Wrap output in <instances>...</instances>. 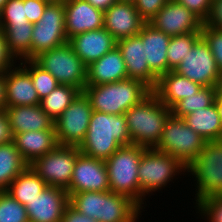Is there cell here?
I'll use <instances>...</instances> for the list:
<instances>
[{
    "instance_id": "ba28073f",
    "label": "cell",
    "mask_w": 222,
    "mask_h": 222,
    "mask_svg": "<svg viewBox=\"0 0 222 222\" xmlns=\"http://www.w3.org/2000/svg\"><path fill=\"white\" fill-rule=\"evenodd\" d=\"M205 144L206 140L191 129L183 118L171 113L154 149L177 158L187 167L199 155Z\"/></svg>"
},
{
    "instance_id": "4fadbf2b",
    "label": "cell",
    "mask_w": 222,
    "mask_h": 222,
    "mask_svg": "<svg viewBox=\"0 0 222 222\" xmlns=\"http://www.w3.org/2000/svg\"><path fill=\"white\" fill-rule=\"evenodd\" d=\"M175 72L204 87H215L220 75L210 48L201 37L188 51Z\"/></svg>"
},
{
    "instance_id": "c3c4849f",
    "label": "cell",
    "mask_w": 222,
    "mask_h": 222,
    "mask_svg": "<svg viewBox=\"0 0 222 222\" xmlns=\"http://www.w3.org/2000/svg\"><path fill=\"white\" fill-rule=\"evenodd\" d=\"M215 88H216V96L222 97V71L220 72Z\"/></svg>"
},
{
    "instance_id": "277c9868",
    "label": "cell",
    "mask_w": 222,
    "mask_h": 222,
    "mask_svg": "<svg viewBox=\"0 0 222 222\" xmlns=\"http://www.w3.org/2000/svg\"><path fill=\"white\" fill-rule=\"evenodd\" d=\"M83 92L93 110L122 115L140 103L152 90L139 80L126 78L117 82L86 86Z\"/></svg>"
},
{
    "instance_id": "d6986e66",
    "label": "cell",
    "mask_w": 222,
    "mask_h": 222,
    "mask_svg": "<svg viewBox=\"0 0 222 222\" xmlns=\"http://www.w3.org/2000/svg\"><path fill=\"white\" fill-rule=\"evenodd\" d=\"M117 47L122 53L128 78L139 80L153 90L158 77L149 69L142 39L138 35L121 39L117 41Z\"/></svg>"
},
{
    "instance_id": "f35d334b",
    "label": "cell",
    "mask_w": 222,
    "mask_h": 222,
    "mask_svg": "<svg viewBox=\"0 0 222 222\" xmlns=\"http://www.w3.org/2000/svg\"><path fill=\"white\" fill-rule=\"evenodd\" d=\"M169 0H135L140 17L148 23Z\"/></svg>"
},
{
    "instance_id": "7c38bea8",
    "label": "cell",
    "mask_w": 222,
    "mask_h": 222,
    "mask_svg": "<svg viewBox=\"0 0 222 222\" xmlns=\"http://www.w3.org/2000/svg\"><path fill=\"white\" fill-rule=\"evenodd\" d=\"M92 112L88 97L80 92L54 121L58 144L79 147L85 139Z\"/></svg>"
},
{
    "instance_id": "3957f363",
    "label": "cell",
    "mask_w": 222,
    "mask_h": 222,
    "mask_svg": "<svg viewBox=\"0 0 222 222\" xmlns=\"http://www.w3.org/2000/svg\"><path fill=\"white\" fill-rule=\"evenodd\" d=\"M171 109L151 92L140 103L125 112L126 124L131 137V145L155 148L159 142L164 124Z\"/></svg>"
},
{
    "instance_id": "5b68a950",
    "label": "cell",
    "mask_w": 222,
    "mask_h": 222,
    "mask_svg": "<svg viewBox=\"0 0 222 222\" xmlns=\"http://www.w3.org/2000/svg\"><path fill=\"white\" fill-rule=\"evenodd\" d=\"M146 149L134 144L122 146L105 160L110 191L129 197L139 207L138 170L142 153Z\"/></svg>"
},
{
    "instance_id": "cb8c5ba5",
    "label": "cell",
    "mask_w": 222,
    "mask_h": 222,
    "mask_svg": "<svg viewBox=\"0 0 222 222\" xmlns=\"http://www.w3.org/2000/svg\"><path fill=\"white\" fill-rule=\"evenodd\" d=\"M202 86L178 74L169 71L158 78L157 84L152 92L168 108H172L181 99L196 94Z\"/></svg>"
},
{
    "instance_id": "9a60e30c",
    "label": "cell",
    "mask_w": 222,
    "mask_h": 222,
    "mask_svg": "<svg viewBox=\"0 0 222 222\" xmlns=\"http://www.w3.org/2000/svg\"><path fill=\"white\" fill-rule=\"evenodd\" d=\"M68 195L77 192L110 191L108 171L104 160L78 154L73 169Z\"/></svg>"
},
{
    "instance_id": "2e32d148",
    "label": "cell",
    "mask_w": 222,
    "mask_h": 222,
    "mask_svg": "<svg viewBox=\"0 0 222 222\" xmlns=\"http://www.w3.org/2000/svg\"><path fill=\"white\" fill-rule=\"evenodd\" d=\"M68 205L69 195L65 189L47 186L25 207L29 222H61Z\"/></svg>"
},
{
    "instance_id": "4316f807",
    "label": "cell",
    "mask_w": 222,
    "mask_h": 222,
    "mask_svg": "<svg viewBox=\"0 0 222 222\" xmlns=\"http://www.w3.org/2000/svg\"><path fill=\"white\" fill-rule=\"evenodd\" d=\"M183 119L206 142L222 140V122L215 102L207 108L195 110Z\"/></svg>"
},
{
    "instance_id": "f6af8a7d",
    "label": "cell",
    "mask_w": 222,
    "mask_h": 222,
    "mask_svg": "<svg viewBox=\"0 0 222 222\" xmlns=\"http://www.w3.org/2000/svg\"><path fill=\"white\" fill-rule=\"evenodd\" d=\"M61 222H97V221L86 217L85 215L79 213L70 205H68L64 211Z\"/></svg>"
},
{
    "instance_id": "bcb514c9",
    "label": "cell",
    "mask_w": 222,
    "mask_h": 222,
    "mask_svg": "<svg viewBox=\"0 0 222 222\" xmlns=\"http://www.w3.org/2000/svg\"><path fill=\"white\" fill-rule=\"evenodd\" d=\"M90 3L94 8H97L103 12L108 10L118 0H85Z\"/></svg>"
},
{
    "instance_id": "484cf974",
    "label": "cell",
    "mask_w": 222,
    "mask_h": 222,
    "mask_svg": "<svg viewBox=\"0 0 222 222\" xmlns=\"http://www.w3.org/2000/svg\"><path fill=\"white\" fill-rule=\"evenodd\" d=\"M13 142L23 159L30 165L38 157L54 150L59 144L55 129L27 131L13 136Z\"/></svg>"
},
{
    "instance_id": "ee69618b",
    "label": "cell",
    "mask_w": 222,
    "mask_h": 222,
    "mask_svg": "<svg viewBox=\"0 0 222 222\" xmlns=\"http://www.w3.org/2000/svg\"><path fill=\"white\" fill-rule=\"evenodd\" d=\"M13 141V134L5 109H0V144Z\"/></svg>"
},
{
    "instance_id": "7bdbcfd3",
    "label": "cell",
    "mask_w": 222,
    "mask_h": 222,
    "mask_svg": "<svg viewBox=\"0 0 222 222\" xmlns=\"http://www.w3.org/2000/svg\"><path fill=\"white\" fill-rule=\"evenodd\" d=\"M204 24L222 30V0H212L211 10Z\"/></svg>"
},
{
    "instance_id": "74e56055",
    "label": "cell",
    "mask_w": 222,
    "mask_h": 222,
    "mask_svg": "<svg viewBox=\"0 0 222 222\" xmlns=\"http://www.w3.org/2000/svg\"><path fill=\"white\" fill-rule=\"evenodd\" d=\"M200 212L209 222H222V195L204 198L195 203Z\"/></svg>"
},
{
    "instance_id": "1f68e13d",
    "label": "cell",
    "mask_w": 222,
    "mask_h": 222,
    "mask_svg": "<svg viewBox=\"0 0 222 222\" xmlns=\"http://www.w3.org/2000/svg\"><path fill=\"white\" fill-rule=\"evenodd\" d=\"M216 97L215 87L202 86L196 94L187 96L177 102L172 108L171 113L179 118H183L195 110L207 108L214 103Z\"/></svg>"
},
{
    "instance_id": "83f0119b",
    "label": "cell",
    "mask_w": 222,
    "mask_h": 222,
    "mask_svg": "<svg viewBox=\"0 0 222 222\" xmlns=\"http://www.w3.org/2000/svg\"><path fill=\"white\" fill-rule=\"evenodd\" d=\"M34 24H0L10 54L15 60H31V40Z\"/></svg>"
},
{
    "instance_id": "8992f818",
    "label": "cell",
    "mask_w": 222,
    "mask_h": 222,
    "mask_svg": "<svg viewBox=\"0 0 222 222\" xmlns=\"http://www.w3.org/2000/svg\"><path fill=\"white\" fill-rule=\"evenodd\" d=\"M186 169L177 158L154 148L146 149L142 153L138 170L140 208L143 209L144 196L166 187L176 175L186 172Z\"/></svg>"
},
{
    "instance_id": "9c48e42d",
    "label": "cell",
    "mask_w": 222,
    "mask_h": 222,
    "mask_svg": "<svg viewBox=\"0 0 222 222\" xmlns=\"http://www.w3.org/2000/svg\"><path fill=\"white\" fill-rule=\"evenodd\" d=\"M186 168L187 173L197 181L196 203L204 198L222 195V140L206 142Z\"/></svg>"
},
{
    "instance_id": "b9f144b4",
    "label": "cell",
    "mask_w": 222,
    "mask_h": 222,
    "mask_svg": "<svg viewBox=\"0 0 222 222\" xmlns=\"http://www.w3.org/2000/svg\"><path fill=\"white\" fill-rule=\"evenodd\" d=\"M15 63H17V61L10 54L4 33L0 29V74L5 73L9 68L17 65Z\"/></svg>"
},
{
    "instance_id": "60d3db41",
    "label": "cell",
    "mask_w": 222,
    "mask_h": 222,
    "mask_svg": "<svg viewBox=\"0 0 222 222\" xmlns=\"http://www.w3.org/2000/svg\"><path fill=\"white\" fill-rule=\"evenodd\" d=\"M49 0H25L26 18L30 23H37L44 13Z\"/></svg>"
},
{
    "instance_id": "5bb4252c",
    "label": "cell",
    "mask_w": 222,
    "mask_h": 222,
    "mask_svg": "<svg viewBox=\"0 0 222 222\" xmlns=\"http://www.w3.org/2000/svg\"><path fill=\"white\" fill-rule=\"evenodd\" d=\"M148 23L173 37L186 33H201L204 22L177 0H169Z\"/></svg>"
},
{
    "instance_id": "ffe728a7",
    "label": "cell",
    "mask_w": 222,
    "mask_h": 222,
    "mask_svg": "<svg viewBox=\"0 0 222 222\" xmlns=\"http://www.w3.org/2000/svg\"><path fill=\"white\" fill-rule=\"evenodd\" d=\"M68 42L86 66L117 46L115 38L104 28L77 34L71 37Z\"/></svg>"
},
{
    "instance_id": "44dd1931",
    "label": "cell",
    "mask_w": 222,
    "mask_h": 222,
    "mask_svg": "<svg viewBox=\"0 0 222 222\" xmlns=\"http://www.w3.org/2000/svg\"><path fill=\"white\" fill-rule=\"evenodd\" d=\"M6 107L34 106L40 99L33 86L30 74L19 64L5 72Z\"/></svg>"
},
{
    "instance_id": "836d02e7",
    "label": "cell",
    "mask_w": 222,
    "mask_h": 222,
    "mask_svg": "<svg viewBox=\"0 0 222 222\" xmlns=\"http://www.w3.org/2000/svg\"><path fill=\"white\" fill-rule=\"evenodd\" d=\"M18 62H20V65L30 74L33 86L40 100L49 95L59 85L51 73L42 69L33 60Z\"/></svg>"
},
{
    "instance_id": "7402d4cb",
    "label": "cell",
    "mask_w": 222,
    "mask_h": 222,
    "mask_svg": "<svg viewBox=\"0 0 222 222\" xmlns=\"http://www.w3.org/2000/svg\"><path fill=\"white\" fill-rule=\"evenodd\" d=\"M144 44L149 69L159 78L168 72L167 49L171 37L145 23L137 34Z\"/></svg>"
},
{
    "instance_id": "8fae6325",
    "label": "cell",
    "mask_w": 222,
    "mask_h": 222,
    "mask_svg": "<svg viewBox=\"0 0 222 222\" xmlns=\"http://www.w3.org/2000/svg\"><path fill=\"white\" fill-rule=\"evenodd\" d=\"M68 42L65 32L63 0L50 1L40 20L34 24L31 40V60L43 51Z\"/></svg>"
},
{
    "instance_id": "f1b7e54d",
    "label": "cell",
    "mask_w": 222,
    "mask_h": 222,
    "mask_svg": "<svg viewBox=\"0 0 222 222\" xmlns=\"http://www.w3.org/2000/svg\"><path fill=\"white\" fill-rule=\"evenodd\" d=\"M28 166L13 141L0 144V191H7L14 178Z\"/></svg>"
},
{
    "instance_id": "4dcf8cb0",
    "label": "cell",
    "mask_w": 222,
    "mask_h": 222,
    "mask_svg": "<svg viewBox=\"0 0 222 222\" xmlns=\"http://www.w3.org/2000/svg\"><path fill=\"white\" fill-rule=\"evenodd\" d=\"M80 92L76 87L59 84L49 95L40 100V106L55 121Z\"/></svg>"
},
{
    "instance_id": "30bf717a",
    "label": "cell",
    "mask_w": 222,
    "mask_h": 222,
    "mask_svg": "<svg viewBox=\"0 0 222 222\" xmlns=\"http://www.w3.org/2000/svg\"><path fill=\"white\" fill-rule=\"evenodd\" d=\"M79 147L58 145L54 150L35 159L29 166L51 187L67 189L73 174Z\"/></svg>"
},
{
    "instance_id": "603a6c76",
    "label": "cell",
    "mask_w": 222,
    "mask_h": 222,
    "mask_svg": "<svg viewBox=\"0 0 222 222\" xmlns=\"http://www.w3.org/2000/svg\"><path fill=\"white\" fill-rule=\"evenodd\" d=\"M126 78V65L117 46L87 66L86 86L112 83Z\"/></svg>"
},
{
    "instance_id": "e575fe53",
    "label": "cell",
    "mask_w": 222,
    "mask_h": 222,
    "mask_svg": "<svg viewBox=\"0 0 222 222\" xmlns=\"http://www.w3.org/2000/svg\"><path fill=\"white\" fill-rule=\"evenodd\" d=\"M0 222H29L26 207L7 191H0Z\"/></svg>"
},
{
    "instance_id": "d590c367",
    "label": "cell",
    "mask_w": 222,
    "mask_h": 222,
    "mask_svg": "<svg viewBox=\"0 0 222 222\" xmlns=\"http://www.w3.org/2000/svg\"><path fill=\"white\" fill-rule=\"evenodd\" d=\"M25 0H7L0 10V24H27Z\"/></svg>"
},
{
    "instance_id": "ab89813d",
    "label": "cell",
    "mask_w": 222,
    "mask_h": 222,
    "mask_svg": "<svg viewBox=\"0 0 222 222\" xmlns=\"http://www.w3.org/2000/svg\"><path fill=\"white\" fill-rule=\"evenodd\" d=\"M181 5L189 9L203 22L208 18L212 0H177Z\"/></svg>"
},
{
    "instance_id": "816d5d0a",
    "label": "cell",
    "mask_w": 222,
    "mask_h": 222,
    "mask_svg": "<svg viewBox=\"0 0 222 222\" xmlns=\"http://www.w3.org/2000/svg\"><path fill=\"white\" fill-rule=\"evenodd\" d=\"M118 1H120V2H129V3H134L135 2V0H118Z\"/></svg>"
},
{
    "instance_id": "52a82bcc",
    "label": "cell",
    "mask_w": 222,
    "mask_h": 222,
    "mask_svg": "<svg viewBox=\"0 0 222 222\" xmlns=\"http://www.w3.org/2000/svg\"><path fill=\"white\" fill-rule=\"evenodd\" d=\"M42 69L51 73L59 84L70 85L83 92L87 81V66L66 42L46 50L32 59Z\"/></svg>"
},
{
    "instance_id": "e0dca14e",
    "label": "cell",
    "mask_w": 222,
    "mask_h": 222,
    "mask_svg": "<svg viewBox=\"0 0 222 222\" xmlns=\"http://www.w3.org/2000/svg\"><path fill=\"white\" fill-rule=\"evenodd\" d=\"M103 28L116 41L136 36L146 23L137 12L134 3L117 1L104 12Z\"/></svg>"
},
{
    "instance_id": "d4e9b609",
    "label": "cell",
    "mask_w": 222,
    "mask_h": 222,
    "mask_svg": "<svg viewBox=\"0 0 222 222\" xmlns=\"http://www.w3.org/2000/svg\"><path fill=\"white\" fill-rule=\"evenodd\" d=\"M13 136L27 131L55 129L54 121L45 113L40 104L34 106L6 107Z\"/></svg>"
},
{
    "instance_id": "f907efd6",
    "label": "cell",
    "mask_w": 222,
    "mask_h": 222,
    "mask_svg": "<svg viewBox=\"0 0 222 222\" xmlns=\"http://www.w3.org/2000/svg\"><path fill=\"white\" fill-rule=\"evenodd\" d=\"M7 0H0V10L3 8Z\"/></svg>"
},
{
    "instance_id": "681fc988",
    "label": "cell",
    "mask_w": 222,
    "mask_h": 222,
    "mask_svg": "<svg viewBox=\"0 0 222 222\" xmlns=\"http://www.w3.org/2000/svg\"><path fill=\"white\" fill-rule=\"evenodd\" d=\"M214 102H215L218 114L220 116V120L222 122V97L216 96Z\"/></svg>"
},
{
    "instance_id": "ac0fdd59",
    "label": "cell",
    "mask_w": 222,
    "mask_h": 222,
    "mask_svg": "<svg viewBox=\"0 0 222 222\" xmlns=\"http://www.w3.org/2000/svg\"><path fill=\"white\" fill-rule=\"evenodd\" d=\"M63 2L68 40L77 34L103 28V11L94 8L85 0H63Z\"/></svg>"
},
{
    "instance_id": "d6a6232c",
    "label": "cell",
    "mask_w": 222,
    "mask_h": 222,
    "mask_svg": "<svg viewBox=\"0 0 222 222\" xmlns=\"http://www.w3.org/2000/svg\"><path fill=\"white\" fill-rule=\"evenodd\" d=\"M201 38V33H186L171 37L167 49L168 72L175 71L194 44Z\"/></svg>"
},
{
    "instance_id": "f546056e",
    "label": "cell",
    "mask_w": 222,
    "mask_h": 222,
    "mask_svg": "<svg viewBox=\"0 0 222 222\" xmlns=\"http://www.w3.org/2000/svg\"><path fill=\"white\" fill-rule=\"evenodd\" d=\"M47 184L28 166L10 183L7 192L20 204L26 205L38 196Z\"/></svg>"
},
{
    "instance_id": "8d00e7d4",
    "label": "cell",
    "mask_w": 222,
    "mask_h": 222,
    "mask_svg": "<svg viewBox=\"0 0 222 222\" xmlns=\"http://www.w3.org/2000/svg\"><path fill=\"white\" fill-rule=\"evenodd\" d=\"M201 37L208 44L218 69L222 71V30L206 26L203 23Z\"/></svg>"
},
{
    "instance_id": "7dc6e473",
    "label": "cell",
    "mask_w": 222,
    "mask_h": 222,
    "mask_svg": "<svg viewBox=\"0 0 222 222\" xmlns=\"http://www.w3.org/2000/svg\"><path fill=\"white\" fill-rule=\"evenodd\" d=\"M5 90V73H3L0 74V109H6Z\"/></svg>"
},
{
    "instance_id": "7a4b0ae2",
    "label": "cell",
    "mask_w": 222,
    "mask_h": 222,
    "mask_svg": "<svg viewBox=\"0 0 222 222\" xmlns=\"http://www.w3.org/2000/svg\"><path fill=\"white\" fill-rule=\"evenodd\" d=\"M131 145L125 115L93 110L85 139L79 146L82 154L106 160L122 146Z\"/></svg>"
},
{
    "instance_id": "6da1fadb",
    "label": "cell",
    "mask_w": 222,
    "mask_h": 222,
    "mask_svg": "<svg viewBox=\"0 0 222 222\" xmlns=\"http://www.w3.org/2000/svg\"><path fill=\"white\" fill-rule=\"evenodd\" d=\"M69 205L97 222H136L141 208L129 197L112 191L77 192Z\"/></svg>"
}]
</instances>
